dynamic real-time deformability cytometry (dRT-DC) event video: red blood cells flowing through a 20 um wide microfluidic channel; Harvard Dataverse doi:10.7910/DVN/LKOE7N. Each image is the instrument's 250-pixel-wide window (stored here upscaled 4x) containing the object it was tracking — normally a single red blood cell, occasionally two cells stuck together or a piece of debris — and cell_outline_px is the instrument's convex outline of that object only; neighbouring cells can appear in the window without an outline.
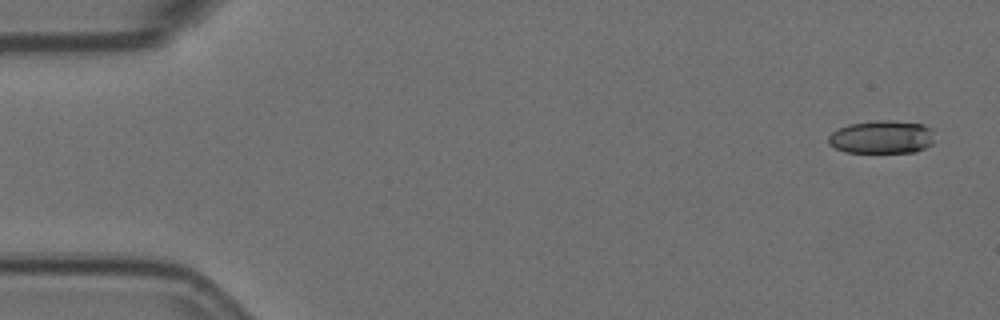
{"species": "Egyptian fruit bat (a non-hibernating species)", "species_latin": "Rousettus aegyptiacus", "temperature_condition": "room temperature", "stored_images_in_passage": 4, "camera_frame_rate_fps": 3000, "um_per_image_px": 0.085, "animal": {"sex": "female"}, "frame": {"image": 1, "passage_image": 1, "time_ms": 0.0, "image_size_px": [1000, 320], "cell_outline_px": [[932, 144], [916, 152], [844, 152], [828, 144], [828, 136], [832, 132], [848, 124], [876, 120], [888, 120], [924, 124], [932, 128]], "centroid_in_image_um": [74.94, 11.64], "position_along_channel_um": 10.1, "area_um2": 20.52}}